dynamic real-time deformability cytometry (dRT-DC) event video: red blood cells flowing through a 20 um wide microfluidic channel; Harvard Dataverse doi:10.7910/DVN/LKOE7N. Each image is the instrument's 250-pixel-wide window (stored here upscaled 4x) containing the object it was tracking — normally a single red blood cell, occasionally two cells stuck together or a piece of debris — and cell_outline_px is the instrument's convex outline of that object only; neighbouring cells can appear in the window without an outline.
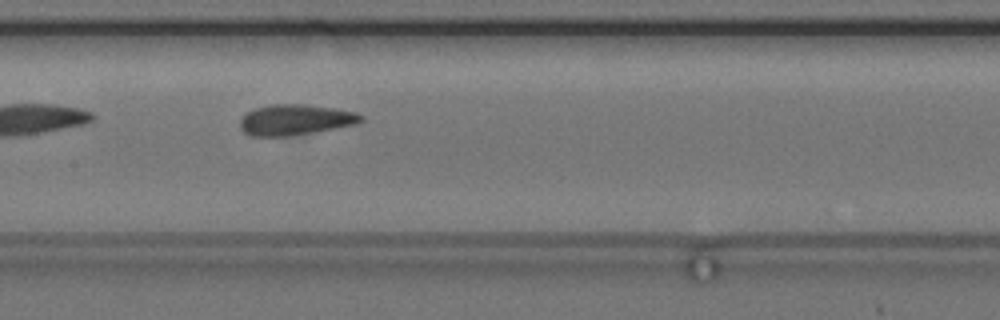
{"species": "common noctule bat (a hibernating species)", "species_latin": "Nyctalus noctula", "temperature_condition": "cold", "stored_images_in_passage": 36, "camera_frame_rate_fps": 3000, "um_per_image_px": 0.085, "animal": {"sex": "female", "body_mass_g": 24.6, "forearm_length_mm": 56.2}, "frame": {"image": 1, "passage_image": 11, "time_ms": 3.333, "image_size_px": [1000, 320], "cell_outline_px": [[364, 120], [356, 124], [292, 136], [252, 136], [244, 132], [240, 128], [240, 120], [248, 112], [256, 108], [268, 104], [304, 104], [332, 108], [356, 112], [364, 116]], "centroid_in_image_um": [25.11, 10.18], "position_along_channel_um": 182.3, "area_um2": 21.56}, "authors_computed_cell_mechanics": {"area_um2": 21.3282, "velocity_mm_per_s": 3.6556, "shape_relaxation_time_tau1_ms": 4.9344, "shape_relaxation_time_tau2_ms": 2.1955, "deformation_change_tau1": 0.0897, "deformation_change_tau2": 0.0912}}